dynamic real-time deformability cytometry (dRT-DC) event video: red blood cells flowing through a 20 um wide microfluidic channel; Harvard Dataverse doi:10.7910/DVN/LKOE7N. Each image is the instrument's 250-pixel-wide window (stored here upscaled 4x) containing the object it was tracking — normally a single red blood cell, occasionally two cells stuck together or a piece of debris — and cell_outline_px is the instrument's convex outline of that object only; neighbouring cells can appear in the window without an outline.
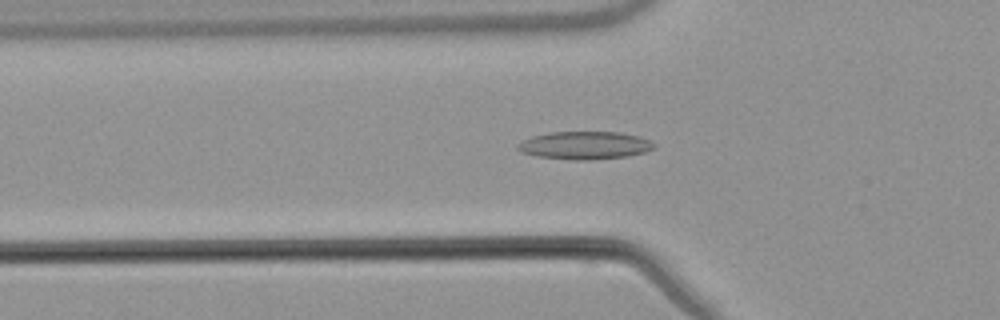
{"species": "common noctule bat (a hibernating species)", "species_latin": "Nyctalus noctula", "temperature_condition": "warm", "stored_images_in_passage": 51, "camera_frame_rate_fps": 3000, "um_per_image_px": 0.085, "animal": {"sex": "male", "body_mass_g": 21.5, "forearm_length_mm": 52.0}, "frame": {"image": 1, "passage_image": 15, "time_ms": 4.667, "image_size_px": [1000, 320], "cell_outline_px": [[656, 148], [644, 152], [628, 156], [592, 160], [572, 160], [536, 156], [520, 152], [516, 148], [516, 144], [532, 136], [548, 132], [620, 132], [640, 136], [656, 144]], "centroid_in_image_um": [49.7, 12.36], "position_along_channel_um": 76.1, "area_um2": 22.37}}
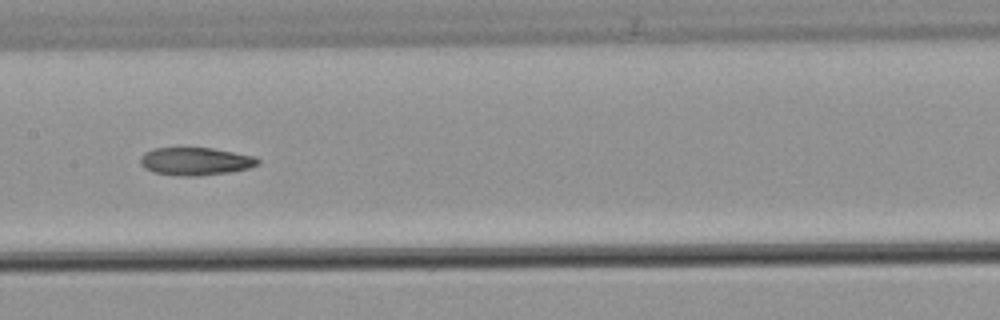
{"frame": {"image": 2, "passage_image": 24, "time_ms": 7.667, "image_size_px": [1000, 320], "cell_outline_px": [[260, 164], [248, 168], [228, 172], [196, 176], [180, 176], [152, 172], [144, 168], [140, 164], [140, 156], [144, 152], [152, 148], [212, 148], [256, 156], [260, 160]], "centroid_in_image_um": [16.59, 13.71], "position_along_channel_um": 190.8, "area_um2": 19.19}}
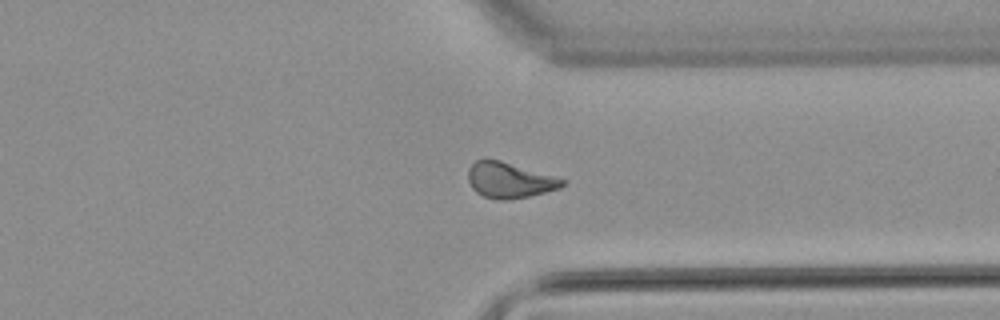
{"frame": {"image": 3, "passage_image": 38, "time_ms": 12.333, "image_size_px": [1000, 320], "cell_outline_px": [[568, 180], [560, 188], [528, 196], [508, 200], [496, 200], [484, 196], [476, 192], [472, 188], [468, 180], [468, 168], [476, 160], [500, 160]], "centroid_in_image_um": [43.3, 15.32], "position_along_channel_um": 368.1, "area_um2": 19.42}, "authors_computed_cell_mechanics": {"area_um2": 19.7098, "velocity_mm_per_s": 3.8063, "shape_relaxation_time_tau1_ms": null, "shape_relaxation_time_tau2_ms": 7.596, "deformation_change_tau1": null, "deformation_change_tau2": 0.1656}}